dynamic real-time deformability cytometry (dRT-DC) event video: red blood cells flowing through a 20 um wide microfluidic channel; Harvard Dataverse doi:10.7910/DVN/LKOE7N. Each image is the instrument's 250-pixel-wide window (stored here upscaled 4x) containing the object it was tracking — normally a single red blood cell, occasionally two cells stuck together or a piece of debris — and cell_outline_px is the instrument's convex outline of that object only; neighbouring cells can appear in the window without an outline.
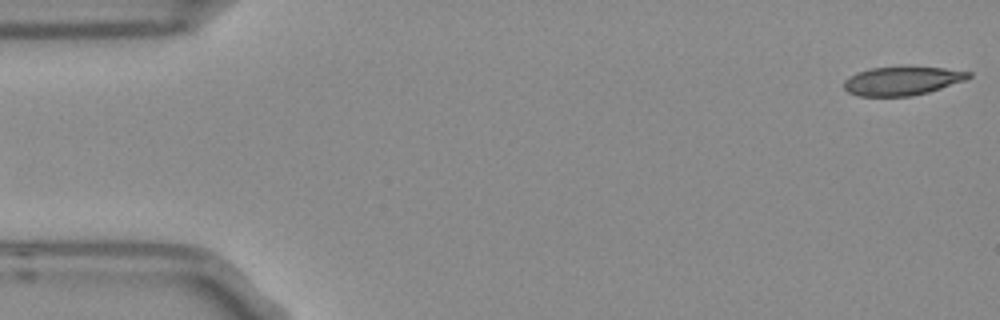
{"species": "Egyptian fruit bat (a non-hibernating species)", "species_latin": "Rousettus aegyptiacus", "temperature_condition": "room temperature", "stored_images_in_passage": 6, "segment_of_instrument_passage": [2, 2], "camera_frame_rate_fps": 3000, "um_per_image_px": 0.085, "frame": {"image": 1, "passage_image": 6, "time_ms": 1.667, "image_size_px": [1000, 320], "cell_outline_px": [[972, 76], [964, 80], [928, 92], [912, 96], [856, 96], [848, 92], [844, 88], [844, 80], [856, 72], [872, 68], [944, 68], [972, 72]], "centroid_in_image_um": [76.65, 6.89], "position_along_channel_um": 8.3, "area_um2": 20.4}}